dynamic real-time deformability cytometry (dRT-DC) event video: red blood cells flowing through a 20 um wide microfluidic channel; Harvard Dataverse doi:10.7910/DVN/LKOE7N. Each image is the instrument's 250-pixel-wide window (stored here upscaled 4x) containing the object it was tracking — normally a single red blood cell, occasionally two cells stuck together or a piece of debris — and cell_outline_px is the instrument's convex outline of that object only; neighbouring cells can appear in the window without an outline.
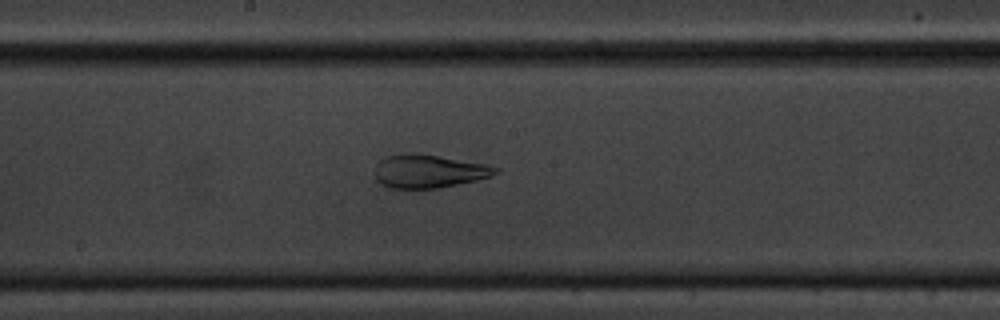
{"species": "common noctule bat (a hibernating species)", "species_latin": "Nyctalus noctula", "temperature_condition": "cold", "stored_images_in_passage": 42, "camera_frame_rate_fps": 3000, "um_per_image_px": 0.085, "animal": {"sex": "male", "body_mass_g": 20.1, "forearm_length_mm": 53.5}, "frame": {"image": 1, "passage_image": 16, "time_ms": 5.0, "image_size_px": [1000, 320], "cell_outline_px": [[500, 168], [492, 176], [476, 180], [440, 188], [388, 188], [380, 184], [376, 180], [376, 164], [384, 156], [400, 152], [416, 152], [488, 164]], "centroid_in_image_um": [36.41, 14.53], "position_along_channel_um": 211.8, "area_um2": 23.81}}
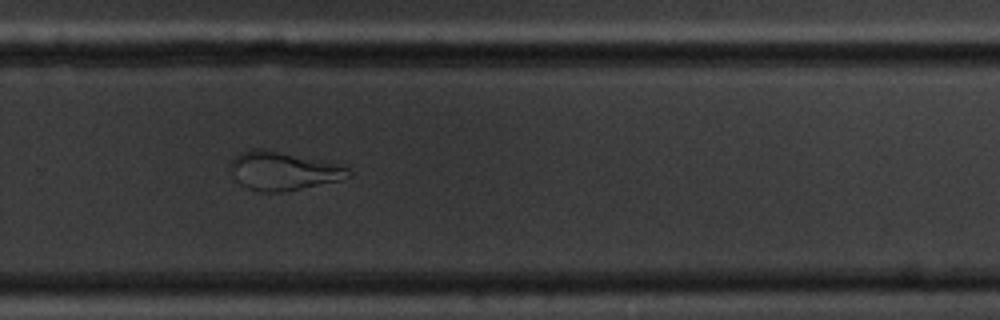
{"frame": {"image": 2, "passage_image": 24, "time_ms": 7.667, "image_size_px": [1000, 320], "cell_outline_px": [[352, 176], [340, 180], [280, 192], [260, 192], [248, 188], [240, 184], [236, 180], [228, 168], [232, 160], [240, 152], [252, 148], [268, 148], [324, 160], [348, 168], [352, 172]], "centroid_in_image_um": [24.04, 14.49], "position_along_channel_um": 305.8, "area_um2": 26.82}}
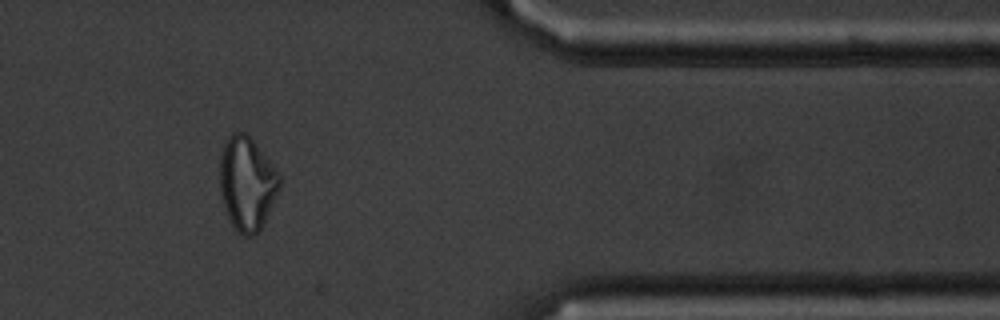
{"frame": {"image": 3, "passage_image": 33, "time_ms": 10.667, "image_size_px": [1000, 320], "cell_outline_px": [[280, 188], [260, 228], [252, 236], [244, 236], [228, 220], [224, 208], [220, 192], [220, 156], [224, 144], [228, 136], [232, 132], [244, 132], [252, 140], [276, 168], [280, 176]], "centroid_in_image_um": [20.97, 15.58], "position_along_channel_um": 390.4, "area_um2": 32.19}}